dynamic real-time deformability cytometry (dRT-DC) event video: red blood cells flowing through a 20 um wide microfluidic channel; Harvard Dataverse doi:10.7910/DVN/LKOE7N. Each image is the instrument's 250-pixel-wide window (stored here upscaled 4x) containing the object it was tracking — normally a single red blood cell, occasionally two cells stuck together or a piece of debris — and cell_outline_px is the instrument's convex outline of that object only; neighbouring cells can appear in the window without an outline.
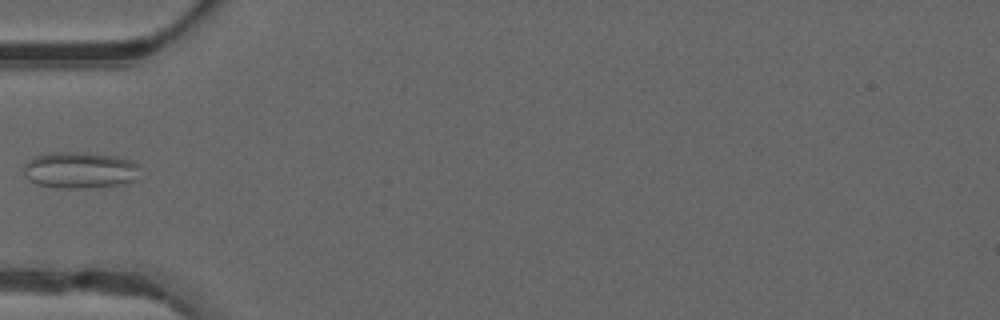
{"species": "common noctule bat (a hibernating species)", "species_latin": "Nyctalus noctula", "temperature_condition": "warm", "stored_images_in_passage": 6, "camera_frame_rate_fps": 3000, "um_per_image_px": 0.085, "animal": {"sex": "male", "forearm_length_mm": 52.5}, "frame": {"image": 1, "passage_image": 1, "time_ms": 0.0, "image_size_px": [1000, 320], "cell_outline_px": [[140, 168], [136, 180], [124, 184], [88, 188], [56, 188], [36, 184], [28, 180], [24, 176], [24, 164], [28, 160], [36, 156], [48, 152], [88, 152], [116, 156], [132, 160], [140, 164]], "centroid_in_image_um": [6.81, 14.46], "position_along_channel_um": 78.2, "area_um2": 25.32}}